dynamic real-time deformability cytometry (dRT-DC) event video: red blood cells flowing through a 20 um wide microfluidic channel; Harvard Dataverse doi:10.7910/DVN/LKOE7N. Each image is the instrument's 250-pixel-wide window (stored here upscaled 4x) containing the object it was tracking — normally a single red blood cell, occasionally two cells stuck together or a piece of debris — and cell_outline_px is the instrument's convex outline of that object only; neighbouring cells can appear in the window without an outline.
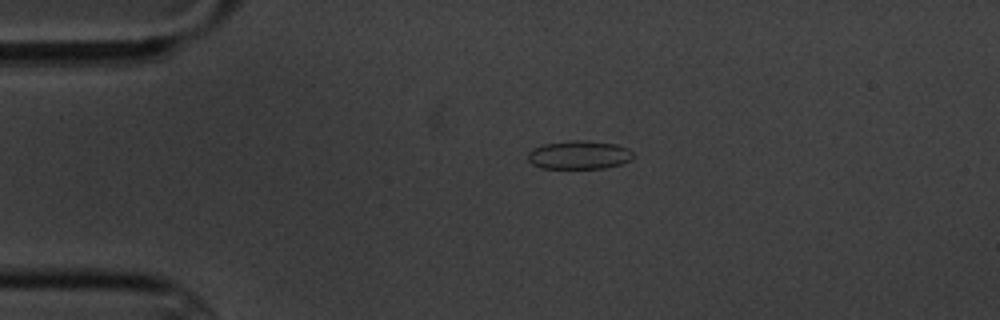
{"species": "common noctule bat (a hibernating species)", "species_latin": "Nyctalus noctula", "temperature_condition": "cold", "stored_images_in_passage": 3, "camera_frame_rate_fps": 3000, "um_per_image_px": 0.085, "animal": {"sex": "male", "body_mass_g": 20.1, "forearm_length_mm": 53.5}, "frame": {"image": 1, "passage_image": 1, "time_ms": 0.0, "image_size_px": [1000, 320], "cell_outline_px": [[636, 156], [632, 160], [620, 164], [604, 168], [540, 168], [532, 164], [528, 160], [528, 152], [532, 148], [544, 144], [572, 140], [588, 140], [616, 144], [628, 148]], "centroid_in_image_um": [49.24, 13.16], "position_along_channel_um": 35.8, "area_um2": 17.69}}